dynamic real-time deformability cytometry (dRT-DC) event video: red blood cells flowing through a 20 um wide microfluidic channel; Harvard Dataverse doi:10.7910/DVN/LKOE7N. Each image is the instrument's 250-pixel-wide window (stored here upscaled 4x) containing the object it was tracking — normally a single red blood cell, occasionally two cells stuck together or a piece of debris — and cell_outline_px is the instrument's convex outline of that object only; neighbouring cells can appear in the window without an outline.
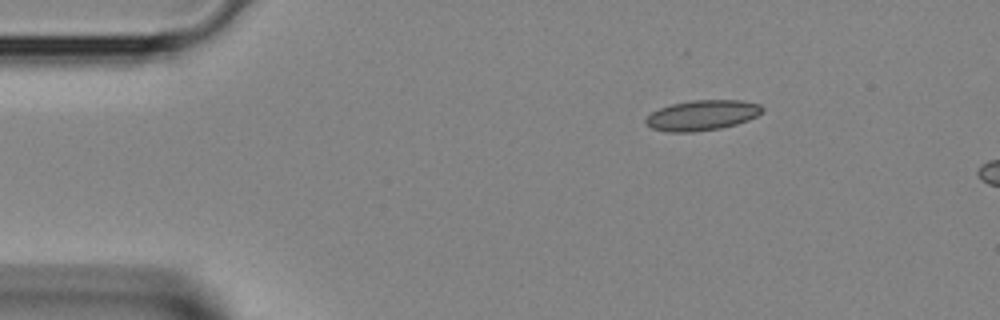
{"species": "Egyptian fruit bat (a non-hibernating species)", "species_latin": "Rousettus aegyptiacus", "temperature_condition": "room temperature", "stored_images_in_passage": 3, "segment_of_instrument_passage": [2, 2], "camera_frame_rate_fps": 3000, "um_per_image_px": 0.085, "animal": {"sex": "female"}, "frame": {"image": 1, "passage_image": 3, "time_ms": 0.667, "image_size_px": [1000, 320], "cell_outline_px": [[764, 112], [748, 120], [736, 124], [720, 128], [692, 132], [668, 132], [652, 128], [644, 120], [652, 112], [660, 108], [672, 104], [692, 100], [740, 100], [760, 104], [764, 108]], "centroid_in_image_um": [59.71, 9.79], "position_along_channel_um": 25.3, "area_um2": 20.46}}